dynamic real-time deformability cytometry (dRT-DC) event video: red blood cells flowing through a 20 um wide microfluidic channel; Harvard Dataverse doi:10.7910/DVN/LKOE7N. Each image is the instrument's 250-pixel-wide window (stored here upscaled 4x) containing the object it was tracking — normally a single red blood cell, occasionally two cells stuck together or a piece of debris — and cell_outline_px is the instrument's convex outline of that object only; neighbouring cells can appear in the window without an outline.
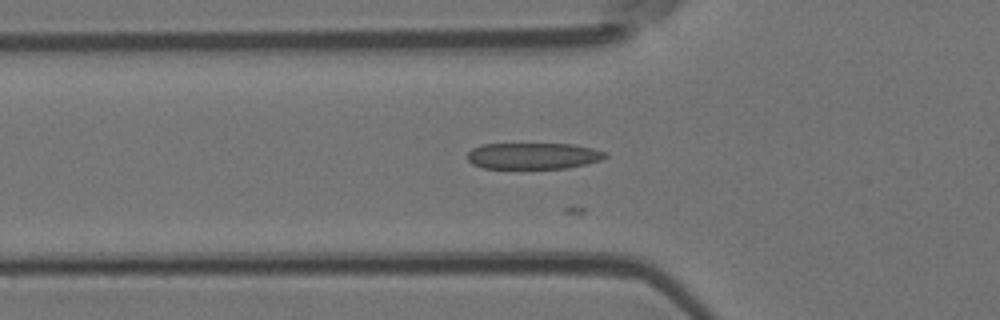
{"species": "Egyptian fruit bat (a non-hibernating species)", "species_latin": "Rousettus aegyptiacus", "temperature_condition": "room temperature", "stored_images_in_passage": 11, "camera_frame_rate_fps": 3000, "um_per_image_px": 0.085, "animal": {"sex": "female"}, "frame": {"image": 1, "passage_image": 5, "time_ms": 1.333, "image_size_px": [1000, 320], "cell_outline_px": [[608, 156], [600, 160], [568, 168], [484, 168], [472, 164], [468, 160], [468, 152], [472, 148], [480, 144], [572, 144], [592, 148], [608, 152]], "centroid_in_image_um": [45.32, 13.24], "position_along_channel_um": 80.5, "area_um2": 21.15}}
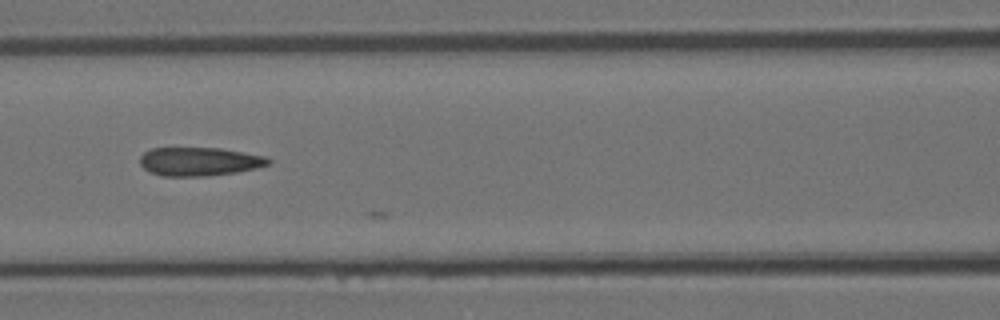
{"frame": {"image": 2, "passage_image": 10, "time_ms": 3.0, "image_size_px": [1000, 320], "cell_outline_px": [[272, 160], [268, 164], [256, 168], [236, 172], [208, 176], [160, 176], [148, 172], [140, 164], [140, 156], [144, 152], [152, 148], [220, 148], [264, 156]], "centroid_in_image_um": [16.9, 13.73], "position_along_channel_um": 149.7, "area_um2": 21.39}}